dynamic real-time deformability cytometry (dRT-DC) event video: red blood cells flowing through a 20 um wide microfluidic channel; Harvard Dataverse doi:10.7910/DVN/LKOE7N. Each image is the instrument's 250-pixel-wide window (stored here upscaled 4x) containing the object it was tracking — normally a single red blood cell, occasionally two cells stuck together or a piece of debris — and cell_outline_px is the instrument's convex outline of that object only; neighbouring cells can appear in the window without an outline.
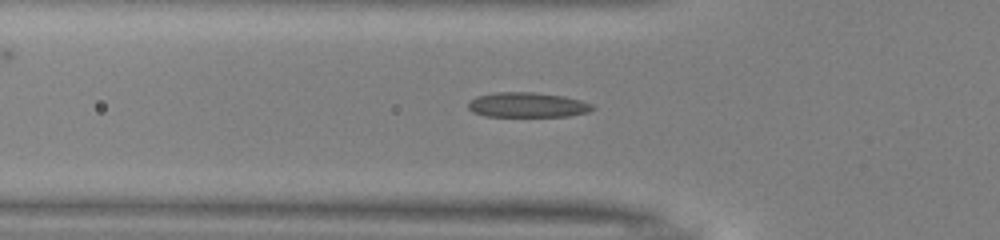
{"species": "common noctule bat (a hibernating species)", "species_latin": "Nyctalus noctula", "temperature_condition": "warm", "stored_images_in_passage": 46, "camera_frame_rate_fps": 3000, "um_per_image_px": 0.085, "animal": {"sex": "male", "body_mass_g": 13.0, "forearm_length_mm": 53.1}, "frame": {"image": 1, "passage_image": 17, "time_ms": 5.333, "image_size_px": [1000, 240], "cell_outline_px": [[596, 108], [588, 112], [568, 116], [484, 116], [472, 112], [468, 108], [468, 100], [476, 96], [496, 92], [532, 92], [564, 96], [580, 100], [592, 104]], "centroid_in_image_um": [44.8, 8.91], "position_along_channel_um": 81.0, "area_um2": 18.15}}
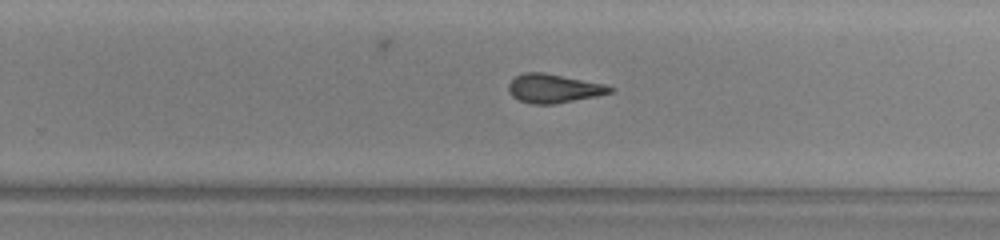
{"frame": {"image": 2, "passage_image": 32, "time_ms": 10.333, "image_size_px": [1000, 240], "cell_outline_px": [[616, 88], [612, 92], [596, 96], [556, 104], [532, 104], [520, 100], [512, 96], [508, 92], [508, 84], [516, 76], [524, 72], [544, 72], [604, 84]], "centroid_in_image_um": [47.05, 7.52], "position_along_channel_um": 282.7, "area_um2": 17.05}}
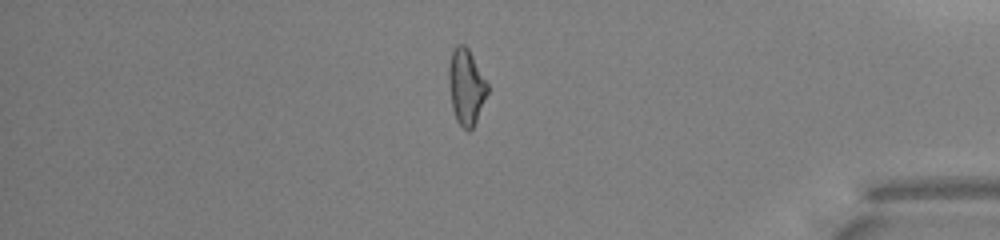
{"frame": {"image": 3, "passage_image": 43, "time_ms": 14.0, "image_size_px": [1000, 240], "cell_outline_px": [[488, 92], [476, 120], [472, 128], [468, 132], [456, 120], [452, 108], [448, 80], [448, 68], [452, 52], [456, 44], [464, 44], [468, 48], [488, 84]], "centroid_in_image_um": [39.61, 7.36], "position_along_channel_um": 395.6, "area_um2": 16.94}, "authors_computed_cell_mechanics": {"area_um2": 17.2244, "velocity_mm_per_s": 4.0331, "shape_relaxation_time_tau1_ms": 6.9352, "shape_relaxation_time_tau2_ms": 3.0138, "deformation_change_tau1": 0.19, "deformation_change_tau2": 0.0937}}